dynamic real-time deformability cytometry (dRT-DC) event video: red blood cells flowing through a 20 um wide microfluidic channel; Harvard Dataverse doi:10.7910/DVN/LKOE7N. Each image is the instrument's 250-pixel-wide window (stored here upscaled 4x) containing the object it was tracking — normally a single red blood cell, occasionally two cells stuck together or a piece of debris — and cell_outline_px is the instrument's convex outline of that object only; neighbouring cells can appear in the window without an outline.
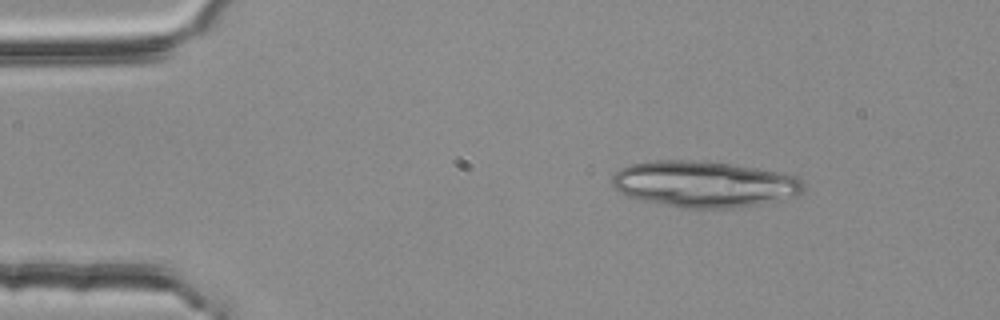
{"species": "common noctule bat (a hibernating species)", "species_latin": "Nyctalus noctula", "temperature_condition": "room temperature", "stored_images_in_passage": 2, "camera_frame_rate_fps": 3000, "um_per_image_px": 0.085, "animal": {"sex": "female", "body_mass_g": 25.1}, "frame": {"image": 1, "passage_image": 1, "time_ms": 0.0, "image_size_px": [1000, 320], "cell_outline_px": [[804, 192], [796, 196], [764, 204], [732, 208], [680, 208], [640, 200], [628, 196], [620, 192], [612, 184], [612, 176], [620, 168], [632, 164], [656, 160], [708, 160], [732, 164], [800, 176], [804, 180]], "centroid_in_image_um": [59.9, 15.65], "position_along_channel_um": 25.1, "area_um2": 52.14}}